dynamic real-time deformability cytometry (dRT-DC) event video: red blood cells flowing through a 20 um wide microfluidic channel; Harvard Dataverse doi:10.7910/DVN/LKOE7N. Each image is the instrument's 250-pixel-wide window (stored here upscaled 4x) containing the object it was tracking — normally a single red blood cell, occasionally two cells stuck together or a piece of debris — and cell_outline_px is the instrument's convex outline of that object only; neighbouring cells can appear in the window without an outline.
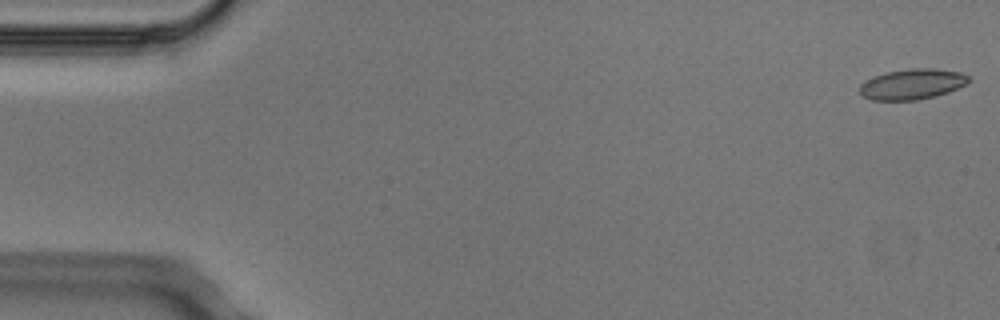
{"species": "Egyptian fruit bat (a non-hibernating species)", "species_latin": "Rousettus aegyptiacus", "temperature_condition": "cold", "stored_images_in_passage": 5, "camera_frame_rate_fps": 3000, "um_per_image_px": 0.085, "animal": {"sex": "male"}, "frame": {"image": 1, "passage_image": 1, "time_ms": 0.0, "image_size_px": [1000, 320], "cell_outline_px": [[972, 80], [968, 84], [948, 92], [936, 96], [916, 100], [872, 100], [864, 96], [860, 92], [860, 84], [876, 76], [888, 72], [912, 68], [932, 68], [960, 72], [968, 76]], "centroid_in_image_um": [77.6, 7.16], "position_along_channel_um": 7.4, "area_um2": 19.25}}
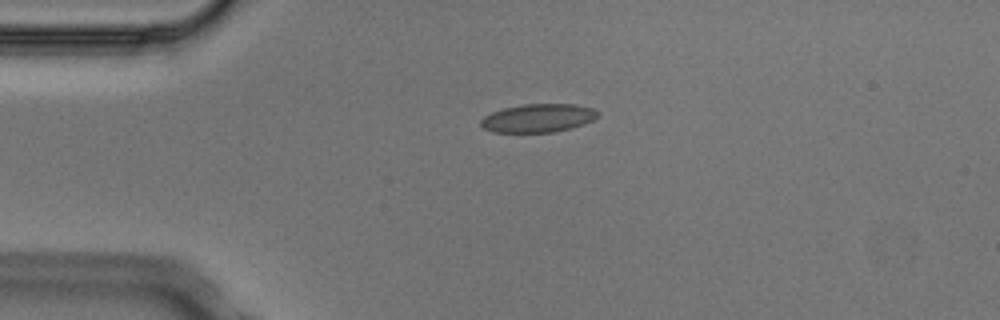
{"frame": {"image": 2, "passage_image": 4, "time_ms": 1.0, "image_size_px": [1000, 320], "cell_outline_px": [[600, 112], [592, 120], [584, 124], [572, 128], [556, 132], [492, 132], [484, 128], [480, 124], [480, 120], [484, 116], [492, 112], [504, 108], [524, 104], [576, 104], [592, 108]], "centroid_in_image_um": [45.74, 10.04], "position_along_channel_um": 39.3, "area_um2": 19.36}}